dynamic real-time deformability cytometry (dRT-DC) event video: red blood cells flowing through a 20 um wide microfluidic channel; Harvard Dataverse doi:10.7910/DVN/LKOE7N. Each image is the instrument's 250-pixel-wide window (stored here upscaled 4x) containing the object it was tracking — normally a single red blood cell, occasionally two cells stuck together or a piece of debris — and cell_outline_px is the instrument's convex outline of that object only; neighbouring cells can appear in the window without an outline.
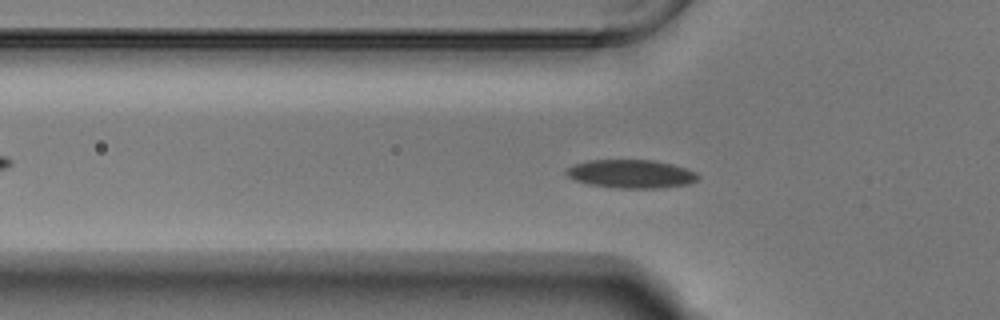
{"species": "Egyptian fruit bat (a non-hibernating species)", "species_latin": "Rousettus aegyptiacus", "temperature_condition": "warm", "stored_images_in_passage": 55, "camera_frame_rate_fps": 3000, "um_per_image_px": 0.085, "animal": {"sex": "male"}, "frame": {"image": 1, "passage_image": 18, "time_ms": 5.667, "image_size_px": [1000, 320], "cell_outline_px": [[700, 176], [696, 180], [688, 184], [660, 188], [616, 188], [588, 184], [576, 180], [568, 176], [564, 172], [564, 168], [572, 164], [588, 160], [656, 160], [672, 164], [696, 172]], "centroid_in_image_um": [53.6, 14.77], "position_along_channel_um": 72.2, "area_um2": 21.96}}
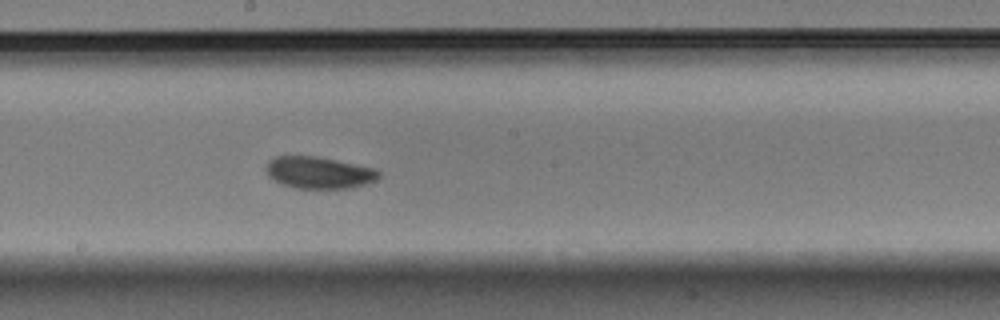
{"frame": {"image": 2, "passage_image": 30, "time_ms": 9.667, "image_size_px": [1000, 320], "cell_outline_px": [[380, 176], [376, 180], [364, 184], [348, 188], [296, 188], [284, 184], [268, 176], [264, 168], [268, 160], [276, 156], [320, 156], [372, 168], [380, 172]], "centroid_in_image_um": [27.07, 14.65], "position_along_channel_um": 221.1, "area_um2": 20.81}}
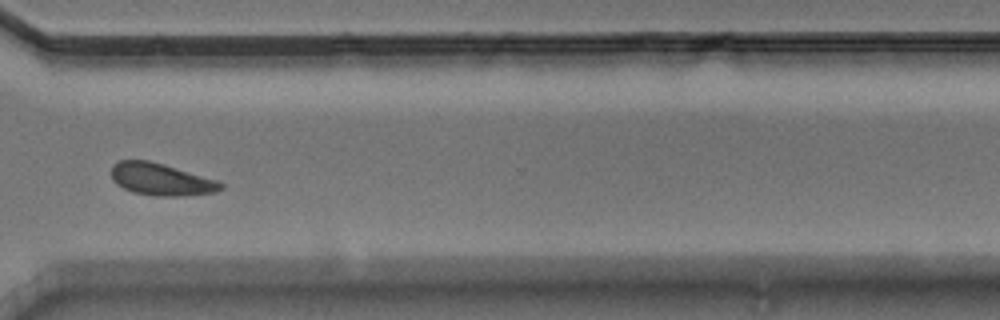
{"frame": {"image": 3, "passage_image": 41, "time_ms": 13.333, "image_size_px": [1000, 320], "cell_outline_px": [[224, 188], [216, 192], [184, 196], [156, 196], [132, 192], [116, 184], [112, 180], [112, 164], [120, 160], [148, 160], [220, 180], [224, 184]], "centroid_in_image_um": [13.72, 15.25], "position_along_channel_um": 356.9, "area_um2": 20.69}, "authors_computed_cell_mechanics": {"area_um2": 20.4034, "velocity_mm_per_s": 3.7047, "shape_relaxation_time_tau1_ms": 3.9272, "shape_relaxation_time_tau2_ms": null, "deformation_change_tau1": 0.1062, "deformation_change_tau2": null}}